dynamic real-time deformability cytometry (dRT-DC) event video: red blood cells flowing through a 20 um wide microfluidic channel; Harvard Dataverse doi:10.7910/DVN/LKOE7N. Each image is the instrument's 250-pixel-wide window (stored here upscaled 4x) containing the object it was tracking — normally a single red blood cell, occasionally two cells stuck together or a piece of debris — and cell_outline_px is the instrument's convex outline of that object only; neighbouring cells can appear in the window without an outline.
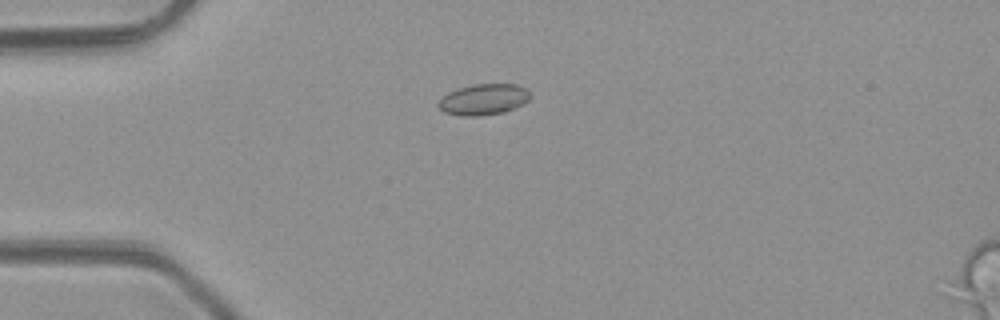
{"species": "common noctule bat (a hibernating species)", "species_latin": "Nyctalus noctula", "temperature_condition": "room temperature", "stored_images_in_passage": 3, "camera_frame_rate_fps": 3000, "um_per_image_px": 0.085, "animal": {"sex": "male", "body_mass_g": 23.1, "forearm_length_mm": 52.7}, "frame": {"image": 1, "passage_image": 1, "time_ms": 0.0, "image_size_px": [1000, 320], "cell_outline_px": [[532, 96], [528, 100], [504, 112], [476, 116], [464, 116], [444, 112], [436, 104], [448, 92], [472, 84], [516, 84], [524, 88]], "centroid_in_image_um": [41.08, 8.45], "position_along_channel_um": 43.9, "area_um2": 16.3}}
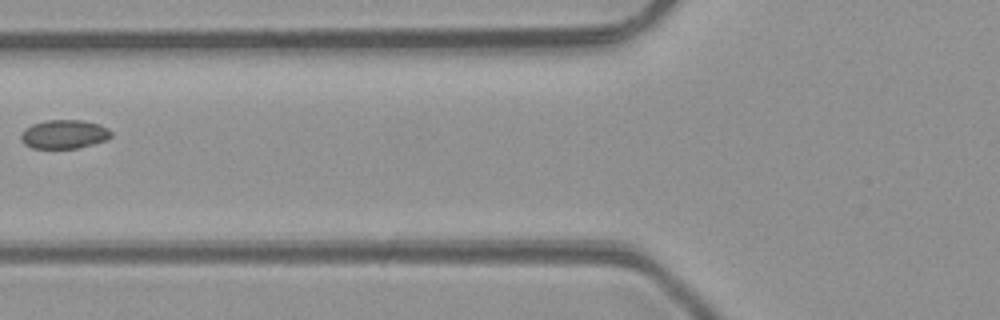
{"frame": {"image": 2, "passage_image": 3, "time_ms": 2.333, "image_size_px": [1000, 320], "cell_outline_px": [[112, 136], [108, 140], [80, 148], [32, 148], [24, 144], [20, 140], [20, 136], [24, 128], [32, 124], [48, 120], [84, 120], [100, 124], [108, 128], [112, 132]], "centroid_in_image_um": [5.48, 11.41], "position_along_channel_um": 120.3, "area_um2": 15.43}}